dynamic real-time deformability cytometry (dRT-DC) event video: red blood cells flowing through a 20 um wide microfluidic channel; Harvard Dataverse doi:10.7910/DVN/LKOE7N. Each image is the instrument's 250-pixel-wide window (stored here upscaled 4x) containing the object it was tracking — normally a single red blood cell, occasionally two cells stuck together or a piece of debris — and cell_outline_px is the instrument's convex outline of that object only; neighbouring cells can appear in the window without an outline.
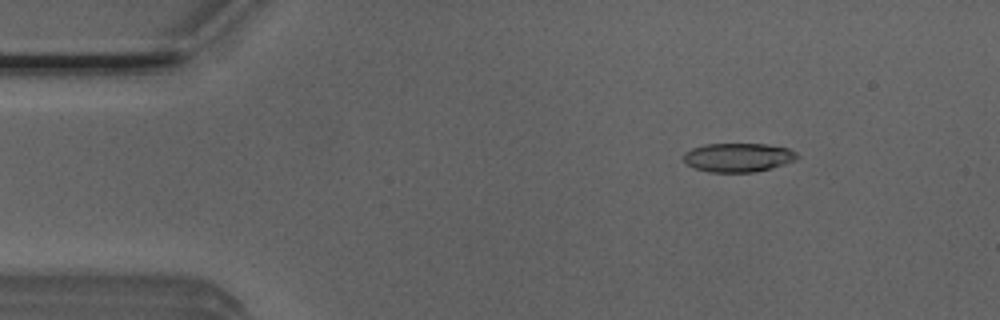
{"species": "Egyptian fruit bat (a non-hibernating species)", "species_latin": "Rousettus aegyptiacus", "temperature_condition": "room temperature", "stored_images_in_passage": 35, "camera_frame_rate_fps": 3000, "um_per_image_px": 0.085, "animal": {"sex": "male"}, "frame": {"image": 1, "passage_image": 7, "time_ms": 2.0, "image_size_px": [1000, 320], "cell_outline_px": [[800, 156], [796, 160], [772, 168], [756, 172], [708, 172], [696, 168], [688, 164], [684, 160], [684, 152], [692, 148], [704, 144], [768, 144], [788, 148], [796, 152]], "centroid_in_image_um": [62.77, 13.38], "position_along_channel_um": 22.2, "area_um2": 19.19}}
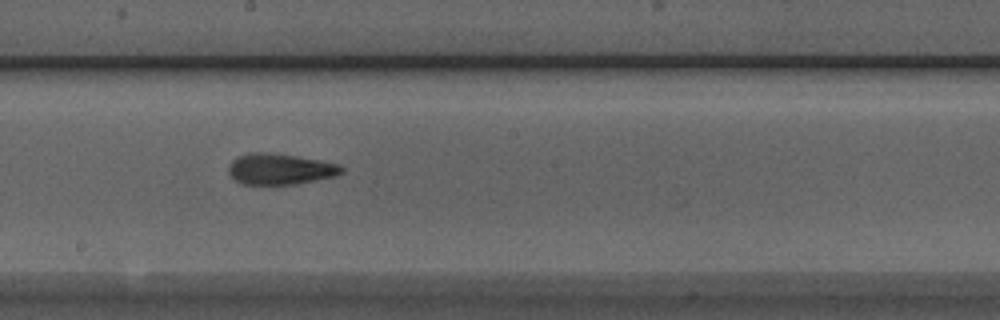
{"frame": {"image": 2, "passage_image": 28, "time_ms": 9.0, "image_size_px": [1000, 320], "cell_outline_px": [[344, 172], [336, 176], [316, 180], [292, 184], [240, 184], [228, 172], [228, 164], [236, 156], [248, 152], [272, 152], [320, 160], [340, 164], [344, 168]], "centroid_in_image_um": [23.79, 14.35], "position_along_channel_um": 224.4, "area_um2": 20.63}}
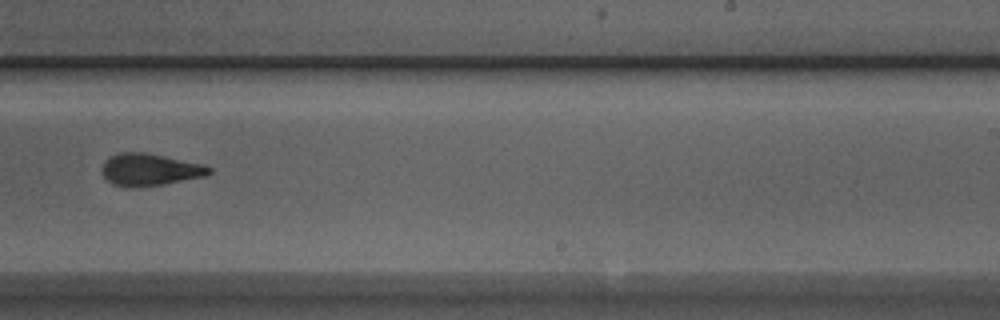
{"frame": {"image": 3, "passage_image": 32, "time_ms": 10.333, "image_size_px": [1000, 320], "cell_outline_px": [[212, 172], [204, 176], [164, 184], [132, 188], [128, 188], [112, 184], [104, 176], [100, 168], [104, 160], [120, 152], [144, 152], [204, 164], [212, 168]], "centroid_in_image_um": [12.71, 14.42], "position_along_channel_um": 276.3, "area_um2": 20.17}}